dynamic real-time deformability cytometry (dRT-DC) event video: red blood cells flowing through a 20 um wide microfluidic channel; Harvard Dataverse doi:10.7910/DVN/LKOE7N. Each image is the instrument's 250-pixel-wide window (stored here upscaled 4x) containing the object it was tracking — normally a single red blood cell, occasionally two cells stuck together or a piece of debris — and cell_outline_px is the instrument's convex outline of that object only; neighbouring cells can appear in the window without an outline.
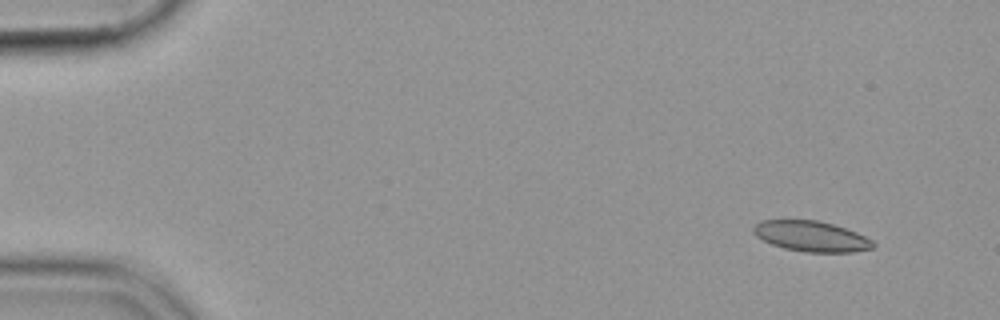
{"species": "common noctule bat (a hibernating species)", "species_latin": "Nyctalus noctula", "temperature_condition": "cold", "stored_images_in_passage": 52, "camera_frame_rate_fps": 3000, "um_per_image_px": 0.085, "animal": {"sex": "female", "body_mass_g": 19.9}, "frame": {"image": 1, "passage_image": 2, "time_ms": 0.333, "image_size_px": [1000, 320], "cell_outline_px": [[876, 244], [872, 248], [852, 252], [808, 252], [784, 248], [772, 244], [756, 236], [752, 232], [752, 228], [760, 220], [816, 220], [832, 224], [856, 232], [872, 240]], "centroid_in_image_um": [68.94, 20.08], "position_along_channel_um": 16.1, "area_um2": 21.1}}
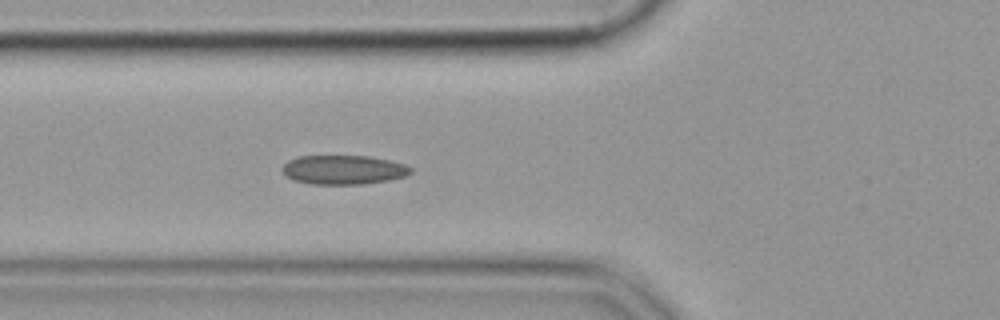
{"frame": {"image": 2, "passage_image": 18, "time_ms": 5.667, "image_size_px": [1000, 320], "cell_outline_px": [[412, 172], [404, 176], [388, 180], [364, 184], [308, 184], [292, 180], [280, 168], [288, 160], [300, 156], [368, 156], [388, 160], [404, 164], [412, 168]], "centroid_in_image_um": [29.17, 14.43], "position_along_channel_um": 96.6, "area_um2": 21.79}}
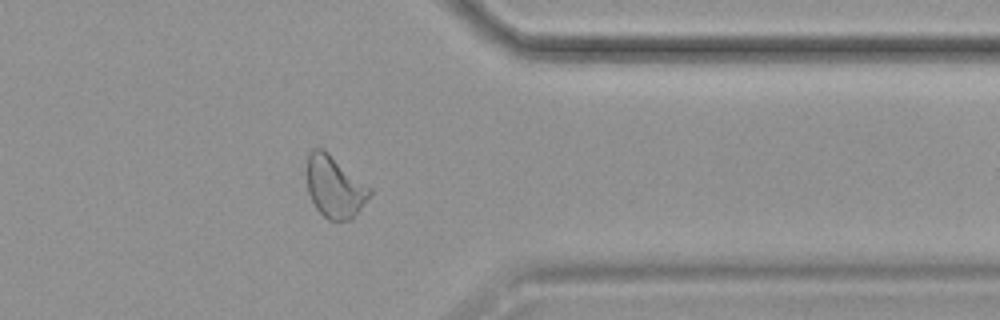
{"frame": {"image": 3, "passage_image": 42, "time_ms": 13.667, "image_size_px": [1000, 320], "cell_outline_px": [[372, 192], [352, 220], [328, 220], [316, 208], [308, 192], [308, 156], [312, 148], [324, 148], [372, 188]], "centroid_in_image_um": [28.47, 15.87], "position_along_channel_um": 382.9, "area_um2": 22.54}}